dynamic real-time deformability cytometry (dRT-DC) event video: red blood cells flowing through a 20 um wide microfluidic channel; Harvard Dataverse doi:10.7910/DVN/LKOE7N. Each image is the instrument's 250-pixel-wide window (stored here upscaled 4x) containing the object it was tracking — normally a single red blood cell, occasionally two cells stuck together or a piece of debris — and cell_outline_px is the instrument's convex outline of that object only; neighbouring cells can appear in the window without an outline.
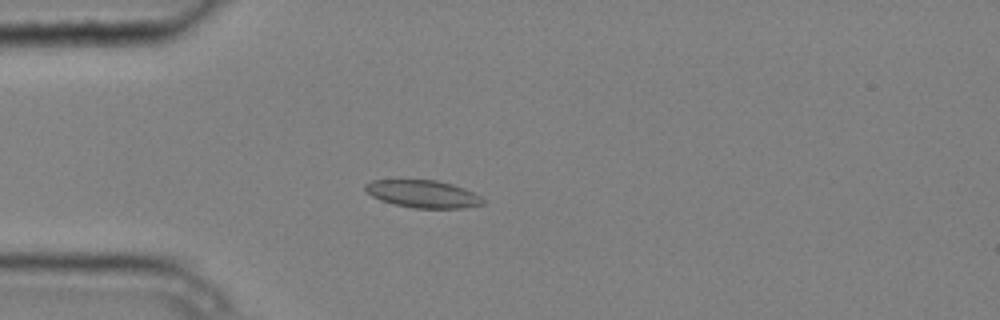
{"species": "common noctule bat (a hibernating species)", "species_latin": "Nyctalus noctula", "temperature_condition": "cold", "stored_images_in_passage": 5, "camera_frame_rate_fps": 3000, "um_per_image_px": 0.085, "animal": {"sex": "male", "body_mass_g": 20.4}, "frame": {"image": 1, "passage_image": 4, "time_ms": 1.0, "image_size_px": [1000, 320], "cell_outline_px": [[484, 204], [464, 208], [412, 208], [380, 200], [372, 196], [364, 188], [364, 184], [372, 180], [436, 180], [452, 184], [464, 188], [480, 196], [484, 200]], "centroid_in_image_um": [35.95, 16.48], "position_along_channel_um": 49.0, "area_um2": 18.79}}